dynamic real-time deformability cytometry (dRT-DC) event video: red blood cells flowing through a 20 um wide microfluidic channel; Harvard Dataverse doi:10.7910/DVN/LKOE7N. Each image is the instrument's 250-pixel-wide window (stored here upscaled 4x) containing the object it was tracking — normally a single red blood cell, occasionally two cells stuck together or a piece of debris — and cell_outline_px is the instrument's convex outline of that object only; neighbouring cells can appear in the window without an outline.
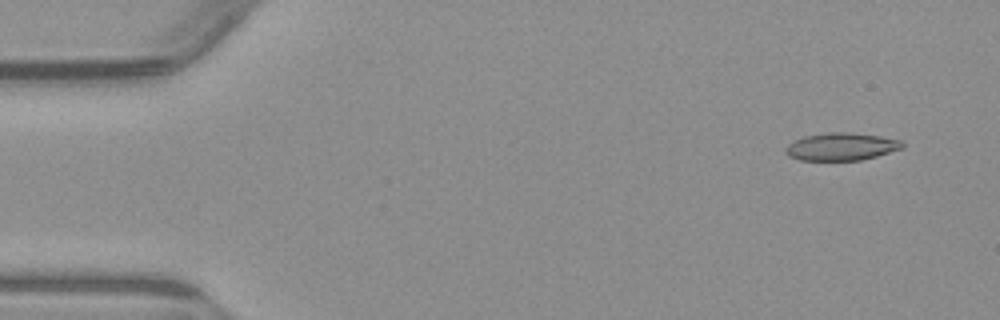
{"species": "common noctule bat (a hibernating species)", "species_latin": "Nyctalus noctula", "temperature_condition": "warm", "stored_images_in_passage": 4, "camera_frame_rate_fps": 3000, "um_per_image_px": 0.085, "animal": {"sex": "male", "body_mass_g": 23.1, "forearm_length_mm": 52.7}, "frame": {"image": 1, "passage_image": 1, "time_ms": 0.0, "image_size_px": [1000, 320], "cell_outline_px": [[904, 148], [876, 156], [860, 160], [800, 160], [788, 156], [784, 152], [784, 148], [788, 144], [804, 136], [828, 132], [848, 132], [880, 136], [900, 140], [904, 144]], "centroid_in_image_um": [71.49, 12.46], "position_along_channel_um": 13.5, "area_um2": 18.79}}
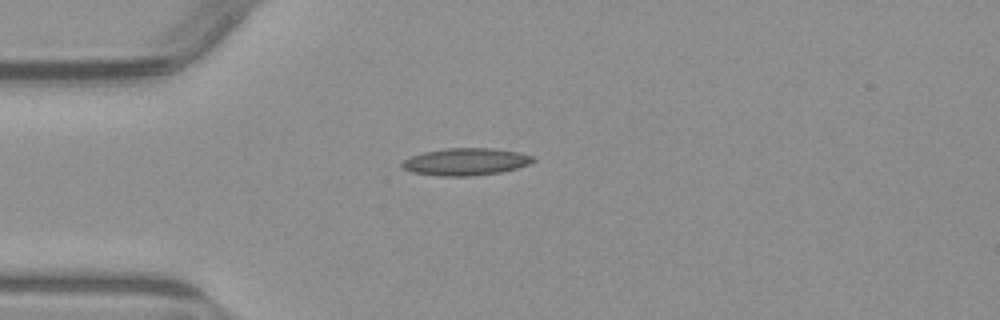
{"frame": {"image": 2, "passage_image": 4, "time_ms": 3.333, "image_size_px": [1000, 320], "cell_outline_px": [[536, 160], [528, 164], [516, 168], [500, 172], [472, 176], [440, 176], [412, 172], [404, 168], [400, 164], [404, 160], [412, 156], [424, 152], [444, 148], [492, 148], [516, 152], [532, 156]], "centroid_in_image_um": [39.57, 13.75], "position_along_channel_um": 45.4, "area_um2": 20.58}}